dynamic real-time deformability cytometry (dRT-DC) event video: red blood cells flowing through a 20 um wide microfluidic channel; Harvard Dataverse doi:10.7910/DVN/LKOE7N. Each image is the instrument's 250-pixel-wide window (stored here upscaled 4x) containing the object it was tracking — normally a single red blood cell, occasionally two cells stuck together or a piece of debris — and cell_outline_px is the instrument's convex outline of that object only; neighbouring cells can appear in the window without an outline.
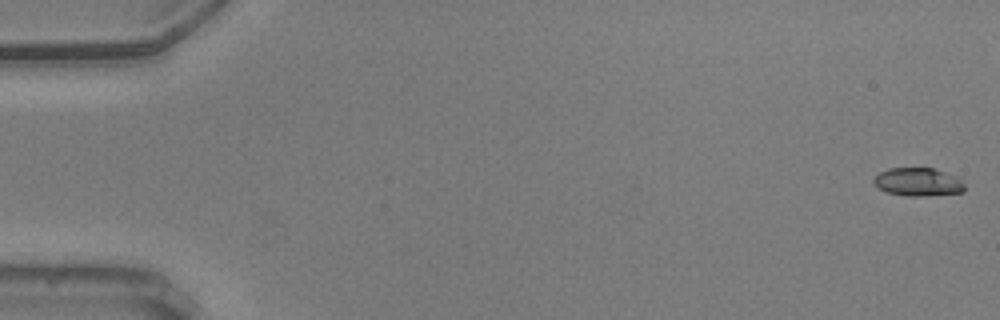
{"species": "common noctule bat (a hibernating species)", "species_latin": "Nyctalus noctula", "temperature_condition": "warm", "stored_images_in_passage": 57, "camera_frame_rate_fps": 3000, "um_per_image_px": 0.085, "animal": {"sex": "male", "body_mass_g": 20.5, "forearm_length_mm": 52.5}, "frame": {"image": 1, "passage_image": 1, "time_ms": 0.0, "image_size_px": [1000, 320], "cell_outline_px": [[964, 192], [924, 196], [908, 196], [888, 192], [880, 188], [872, 180], [880, 172], [888, 168], [932, 168], [960, 176], [964, 184]], "centroid_in_image_um": [78.09, 15.46], "position_along_channel_um": 6.9, "area_um2": 14.97}}
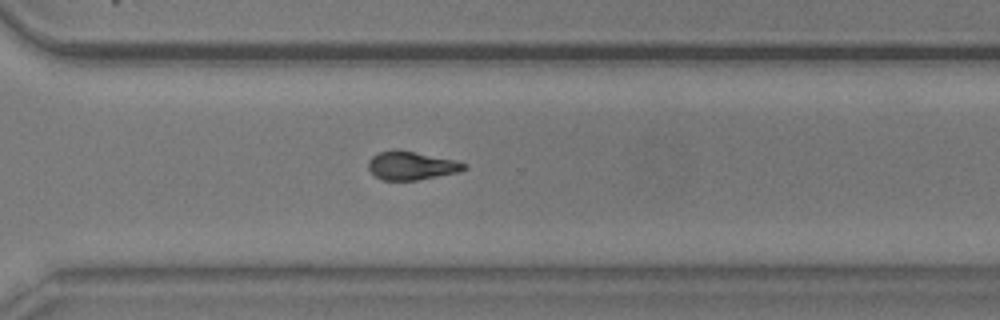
{"frame": {"image": 2, "passage_image": 41, "time_ms": 13.333, "image_size_px": [1000, 320], "cell_outline_px": [[468, 168], [460, 172], [416, 180], [380, 180], [368, 168], [368, 160], [372, 156], [380, 152], [392, 148], [456, 160], [468, 164]], "centroid_in_image_um": [34.98, 14.07], "position_along_channel_um": 335.6, "area_um2": 15.95}}
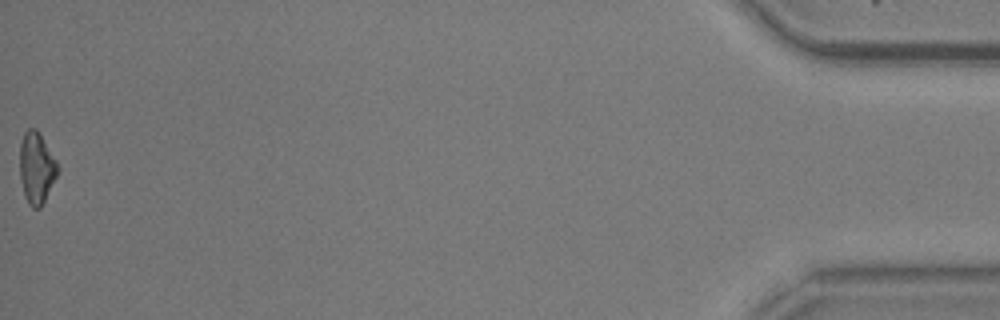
{"frame": {"image": 3, "passage_image": 57, "time_ms": 18.667, "image_size_px": [1000, 320], "cell_outline_px": [[56, 176], [40, 208], [32, 208], [28, 204], [24, 196], [20, 176], [20, 144], [24, 132], [28, 128], [36, 128], [56, 160]], "centroid_in_image_um": [3.06, 14.27], "position_along_channel_um": 432.1, "area_um2": 15.37}, "authors_computed_cell_mechanics": {"area_um2": 15.8372, "velocity_mm_per_s": 3.6195, "shape_relaxation_time_tau1_ms": 2.9213, "shape_relaxation_time_tau2_ms": 4.4528, "deformation_change_tau1": 0.123, "deformation_change_tau2": 0.0961}}